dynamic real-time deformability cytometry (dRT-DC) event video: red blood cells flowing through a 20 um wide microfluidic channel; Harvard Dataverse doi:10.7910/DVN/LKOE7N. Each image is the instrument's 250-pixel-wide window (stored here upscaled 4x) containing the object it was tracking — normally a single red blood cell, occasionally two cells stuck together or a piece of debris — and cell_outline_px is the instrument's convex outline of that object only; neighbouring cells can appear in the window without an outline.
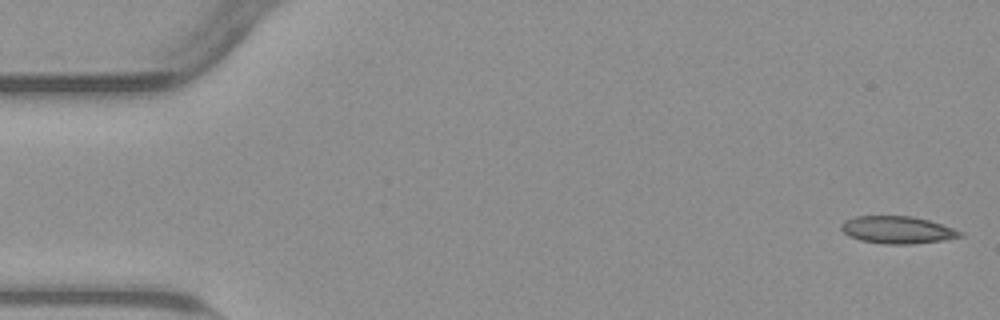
{"species": "common noctule bat (a hibernating species)", "species_latin": "Nyctalus noctula", "temperature_condition": "warm", "stored_images_in_passage": 54, "camera_frame_rate_fps": 3000, "um_per_image_px": 0.085, "animal": {"sex": "male", "body_mass_g": 23.1, "forearm_length_mm": 52.7}, "frame": {"image": 1, "passage_image": 1, "time_ms": 0.0, "image_size_px": [1000, 320], "cell_outline_px": [[964, 236], [944, 240], [912, 244], [884, 244], [860, 240], [848, 236], [840, 228], [840, 224], [844, 220], [856, 216], [912, 216], [928, 220], [964, 232]], "centroid_in_image_um": [76.26, 19.54], "position_along_channel_um": 8.7, "area_um2": 19.02}}
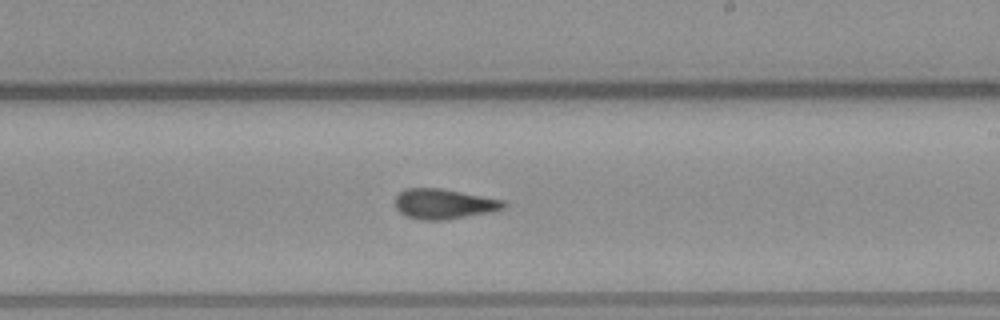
{"frame": {"image": 2, "passage_image": 31, "time_ms": 10.0, "image_size_px": [1000, 320], "cell_outline_px": [[508, 204], [504, 208], [492, 212], [444, 220], [420, 220], [408, 216], [400, 212], [396, 208], [396, 196], [400, 192], [408, 188], [440, 188], [504, 200]], "centroid_in_image_um": [37.76, 17.34], "position_along_channel_um": 251.2, "area_um2": 18.96}}
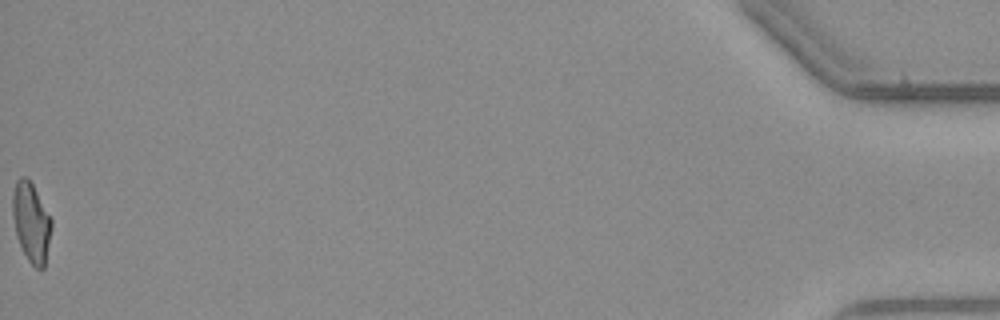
{"frame": {"image": 3, "passage_image": 54, "time_ms": 17.667, "image_size_px": [1000, 320], "cell_outline_px": [[52, 228], [44, 268], [40, 272], [28, 260], [16, 236], [12, 212], [12, 196], [16, 180], [20, 176], [28, 176], [52, 220]], "centroid_in_image_um": [2.65, 18.89], "position_along_channel_um": 432.5, "area_um2": 18.09}, "authors_computed_cell_mechanics": {"area_um2": 18.9006, "velocity_mm_per_s": 3.809, "shape_relaxation_time_tau1_ms": null, "shape_relaxation_time_tau2_ms": 2.3757, "deformation_change_tau1": null, "deformation_change_tau2": 0.0983}}